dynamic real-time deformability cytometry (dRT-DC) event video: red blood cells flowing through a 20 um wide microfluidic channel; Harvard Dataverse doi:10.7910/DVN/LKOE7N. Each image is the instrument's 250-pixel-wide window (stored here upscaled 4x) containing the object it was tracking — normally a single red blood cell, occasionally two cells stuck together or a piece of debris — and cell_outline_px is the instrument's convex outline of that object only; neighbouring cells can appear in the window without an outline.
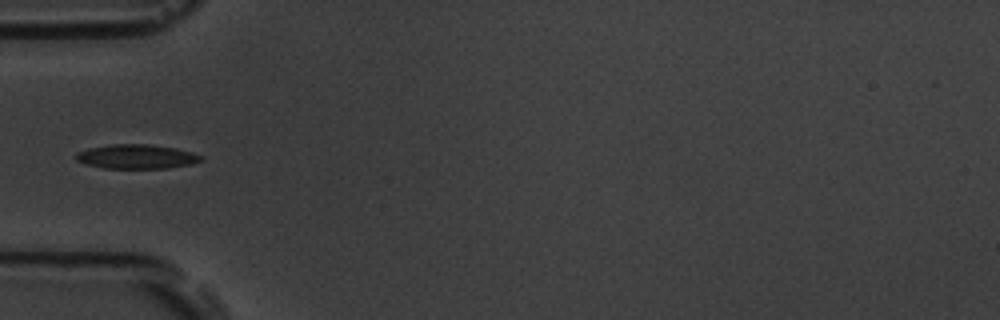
{"species": "common noctule bat (a hibernating species)", "species_latin": "Nyctalus noctula", "temperature_condition": "room temperature", "stored_images_in_passage": 38, "camera_frame_rate_fps": 3000, "um_per_image_px": 0.085, "animal": {"sex": "male", "body_mass_g": 19.5, "forearm_length_mm": 54.6}, "frame": {"image": 1, "passage_image": 1, "time_ms": 0.0, "image_size_px": [1000, 320], "cell_outline_px": [[204, 160], [192, 164], [168, 168], [104, 168], [84, 164], [76, 160], [76, 152], [88, 148], [112, 144], [148, 144], [176, 148], [192, 152], [204, 156]], "centroid_in_image_um": [11.63, 13.31], "position_along_channel_um": 73.4, "area_um2": 17.86}}
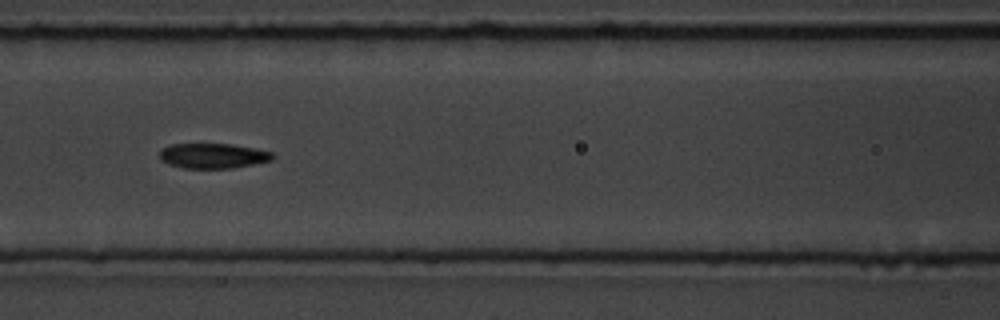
{"frame": {"image": 2, "passage_image": 7, "time_ms": 2.0, "image_size_px": [1000, 320], "cell_outline_px": [[276, 156], [272, 160], [232, 168], [184, 168], [168, 164], [160, 160], [160, 148], [168, 144], [232, 144], [272, 152]], "centroid_in_image_um": [18.06, 13.24], "position_along_channel_um": 148.5, "area_um2": 16.53}}
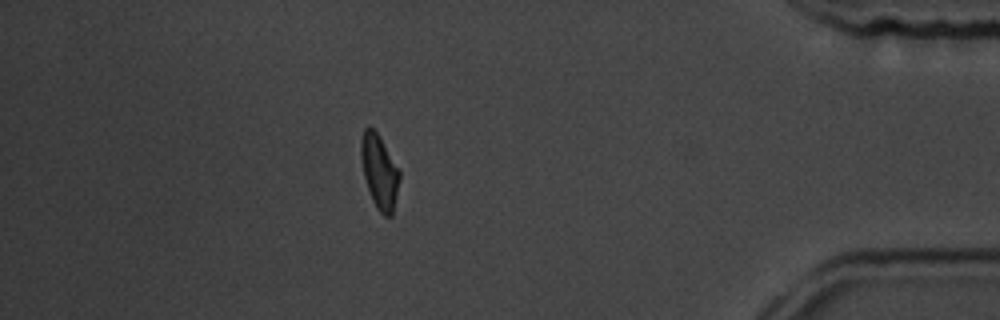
{"frame": {"image": 3, "passage_image": 31, "time_ms": 10.0, "image_size_px": [1000, 320], "cell_outline_px": [[400, 180], [392, 216], [384, 216], [376, 208], [372, 200], [364, 176], [360, 156], [360, 140], [364, 128], [368, 124], [376, 132], [400, 172]], "centroid_in_image_um": [32.23, 14.6], "position_along_channel_um": 403.0, "area_um2": 16.47}}